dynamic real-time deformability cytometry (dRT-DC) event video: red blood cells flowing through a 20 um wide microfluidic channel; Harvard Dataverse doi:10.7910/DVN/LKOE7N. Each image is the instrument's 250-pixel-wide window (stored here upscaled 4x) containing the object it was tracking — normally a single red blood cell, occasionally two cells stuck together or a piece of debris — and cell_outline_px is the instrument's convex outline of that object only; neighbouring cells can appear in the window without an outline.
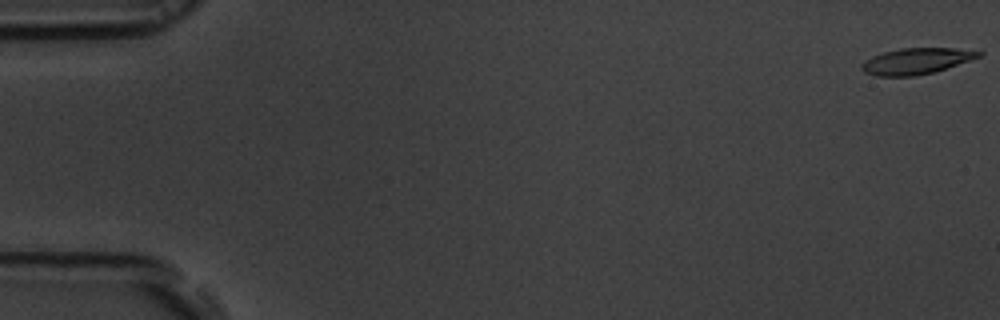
{"species": "common noctule bat (a hibernating species)", "species_latin": "Nyctalus noctula", "temperature_condition": "room temperature", "stored_images_in_passage": 56, "camera_frame_rate_fps": 3000, "um_per_image_px": 0.085, "animal": {"sex": "male", "body_mass_g": 19.5, "forearm_length_mm": 54.6}, "frame": {"image": 1, "passage_image": 1, "time_ms": 0.0, "image_size_px": [1000, 320], "cell_outline_px": [[984, 52], [980, 56], [932, 72], [916, 76], [876, 76], [864, 72], [860, 68], [860, 64], [872, 56], [884, 52], [900, 48], [952, 48]], "centroid_in_image_um": [77.8, 5.19], "position_along_channel_um": 7.2, "area_um2": 17.46}}
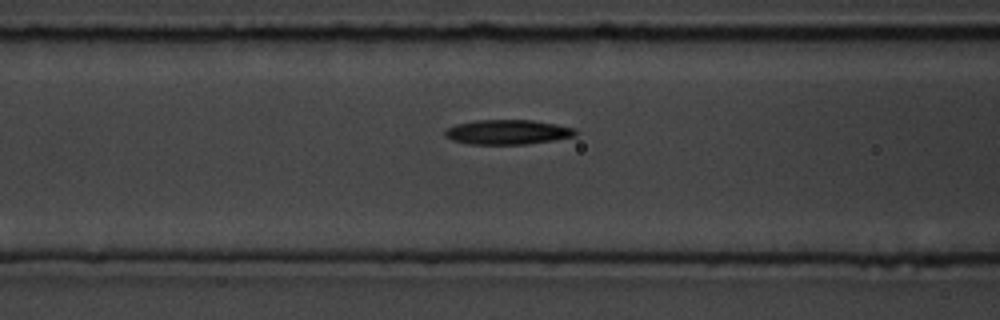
{"frame": {"image": 2, "passage_image": 23, "time_ms": 7.333, "image_size_px": [1000, 320], "cell_outline_px": [[580, 132], [576, 136], [552, 140], [524, 144], [468, 144], [452, 140], [444, 136], [444, 132], [448, 128], [456, 124], [476, 120], [532, 120], [556, 124], [576, 128]], "centroid_in_image_um": [43.17, 11.22], "position_along_channel_um": 123.4, "area_um2": 18.84}}
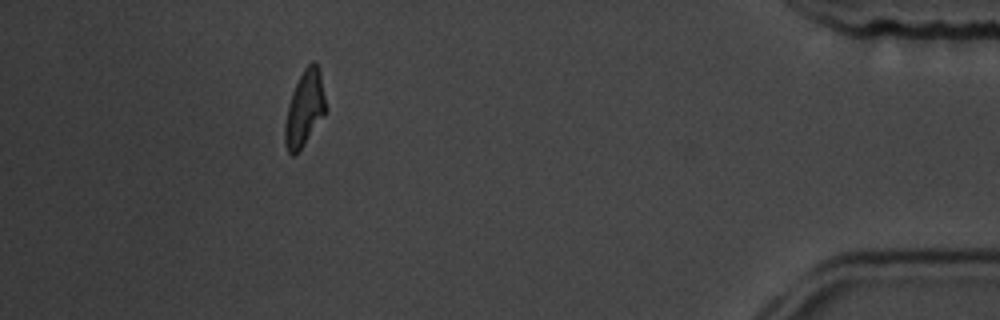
{"frame": {"image": 3, "passage_image": 51, "time_ms": 16.667, "image_size_px": [1000, 320], "cell_outline_px": [[324, 116], [296, 156], [292, 156], [288, 152], [284, 144], [284, 124], [288, 104], [292, 92], [304, 68], [312, 60], [316, 60], [320, 72], [324, 96]], "centroid_in_image_um": [25.85, 9.26], "position_along_channel_um": 409.3, "area_um2": 17.92}, "authors_computed_cell_mechanics": {"area_um2": 18.496, "velocity_mm_per_s": 3.6593, "shape_relaxation_time_tau1_ms": 7.143, "shape_relaxation_time_tau2_ms": 7.2762, "deformation_change_tau1": 0.2145, "deformation_change_tau2": 0.1789}}